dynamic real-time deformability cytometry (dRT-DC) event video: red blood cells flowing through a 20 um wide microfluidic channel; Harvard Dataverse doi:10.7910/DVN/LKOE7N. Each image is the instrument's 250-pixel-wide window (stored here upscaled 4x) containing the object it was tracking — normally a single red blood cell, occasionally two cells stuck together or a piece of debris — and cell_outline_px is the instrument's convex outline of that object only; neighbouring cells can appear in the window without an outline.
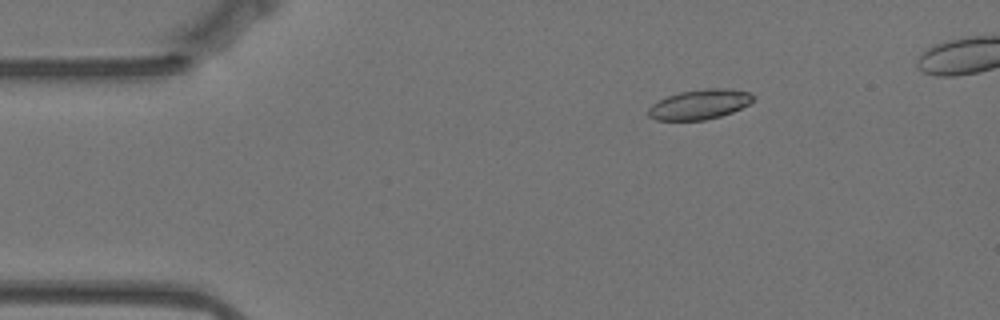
{"species": "Egyptian fruit bat (a non-hibernating species)", "species_latin": "Rousettus aegyptiacus", "temperature_condition": "warm", "stored_images_in_passage": 41, "camera_frame_rate_fps": 3000, "um_per_image_px": 0.085, "animal": {"sex": "female"}, "frame": {"image": 1, "passage_image": 1, "time_ms": 0.0, "image_size_px": [1000, 320], "cell_outline_px": [[756, 96], [748, 104], [732, 112], [720, 116], [704, 120], [656, 120], [648, 116], [648, 108], [652, 104], [668, 96], [680, 92], [708, 88], [732, 88], [748, 92]], "centroid_in_image_um": [59.47, 8.87], "position_along_channel_um": 25.5, "area_um2": 18.15}}
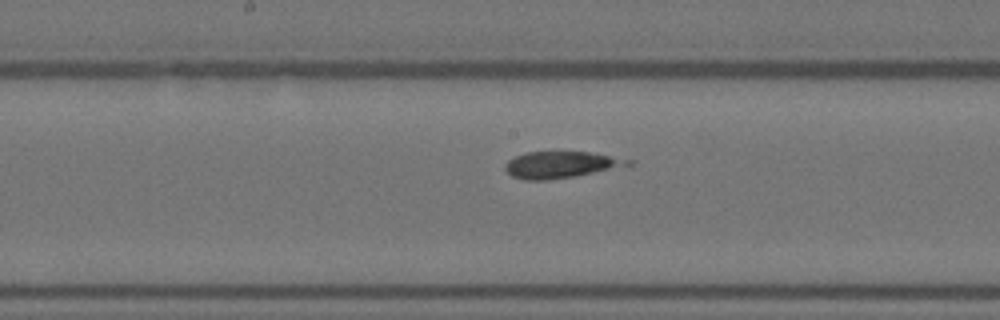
{"frame": {"image": 2, "passage_image": 21, "time_ms": 6.667, "image_size_px": [1000, 320], "cell_outline_px": [[616, 164], [608, 168], [576, 176], [548, 180], [524, 180], [512, 176], [504, 168], [504, 164], [508, 160], [524, 152], [588, 152], [608, 156], [616, 160]], "centroid_in_image_um": [47.26, 14.01], "position_along_channel_um": 200.9, "area_um2": 17.57}}
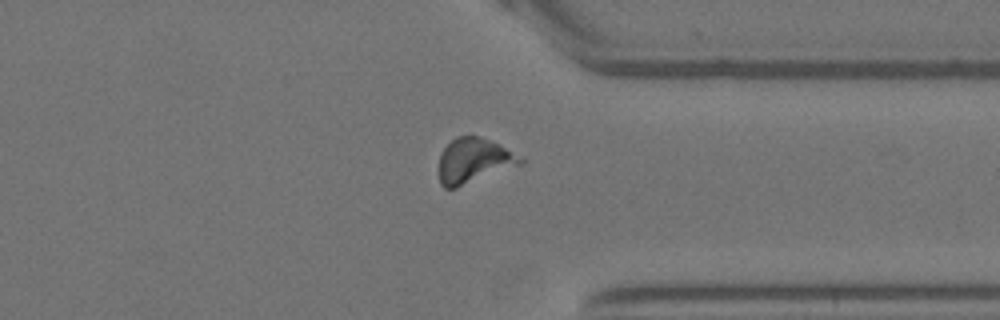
{"frame": {"image": 3, "passage_image": 36, "time_ms": 11.667, "image_size_px": [1000, 320], "cell_outline_px": [[524, 164], [456, 188], [444, 188], [440, 184], [440, 156], [444, 148], [456, 136], [480, 136], [500, 144], [524, 160]], "centroid_in_image_um": [40.29, 13.66], "position_along_channel_um": 371.1, "area_um2": 21.27}}